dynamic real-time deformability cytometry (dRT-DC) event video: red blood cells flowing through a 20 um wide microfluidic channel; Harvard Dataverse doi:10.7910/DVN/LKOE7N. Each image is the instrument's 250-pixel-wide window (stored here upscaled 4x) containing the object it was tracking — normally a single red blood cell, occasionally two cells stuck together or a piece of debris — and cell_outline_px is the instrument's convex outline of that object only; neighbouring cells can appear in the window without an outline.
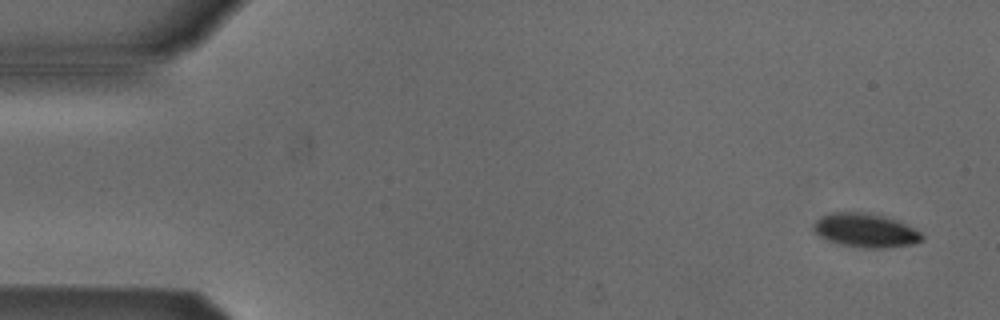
{"species": "Egyptian fruit bat (a non-hibernating species)", "species_latin": "Rousettus aegyptiacus", "temperature_condition": "cold", "stored_images_in_passage": 5, "camera_frame_rate_fps": 3000, "um_per_image_px": 0.085, "animal": {"sex": "male"}, "frame": {"image": 1, "passage_image": 1, "time_ms": 0.0, "image_size_px": [1000, 320], "cell_outline_px": [[924, 240], [912, 244], [884, 248], [864, 248], [840, 244], [828, 240], [820, 236], [812, 228], [812, 224], [820, 216], [828, 212], [864, 212], [884, 216], [896, 220], [920, 232], [924, 236]], "centroid_in_image_um": [73.53, 19.58], "position_along_channel_um": 11.5, "area_um2": 21.39}}
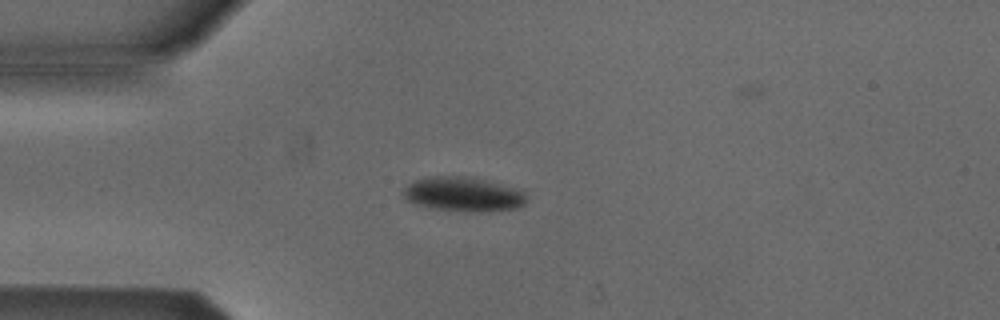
{"frame": {"image": 2, "passage_image": 4, "time_ms": 3.667, "image_size_px": [1000, 320], "cell_outline_px": [[528, 200], [520, 208], [488, 212], [464, 212], [432, 208], [416, 204], [408, 200], [400, 192], [408, 184], [416, 180], [432, 176], [456, 176], [484, 180], [524, 188], [528, 196]], "centroid_in_image_um": [39.48, 16.53], "position_along_channel_um": 45.5, "area_um2": 25.26}}